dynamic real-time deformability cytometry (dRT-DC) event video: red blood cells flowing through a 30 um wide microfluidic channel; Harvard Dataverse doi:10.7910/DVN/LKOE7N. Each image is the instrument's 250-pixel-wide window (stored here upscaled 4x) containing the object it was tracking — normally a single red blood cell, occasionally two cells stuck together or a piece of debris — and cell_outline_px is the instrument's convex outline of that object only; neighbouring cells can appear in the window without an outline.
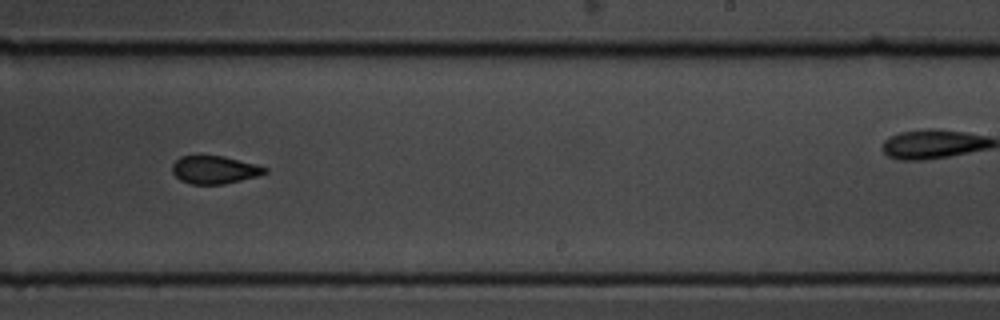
{"species": "common noctule bat (a hibernating species)", "species_latin": "Nyctalus noctula", "temperature_condition": "cold", "stored_images_in_passage": 15, "camera_frame_rate_fps": 3000, "um_per_image_px": 0.085, "animal": {"sex": "male", "body_mass_g": 19.5, "forearm_length_mm": 54.6}, "frame": {"image": 1, "passage_image": 9, "time_ms": 2.667, "image_size_px": [1000, 320], "cell_outline_px": [[268, 172], [260, 176], [224, 184], [192, 184], [180, 180], [172, 172], [172, 164], [180, 156], [196, 152], [224, 156], [256, 164], [268, 168]], "centroid_in_image_um": [18.21, 14.38], "position_along_channel_um": 270.8, "area_um2": 15.78}}
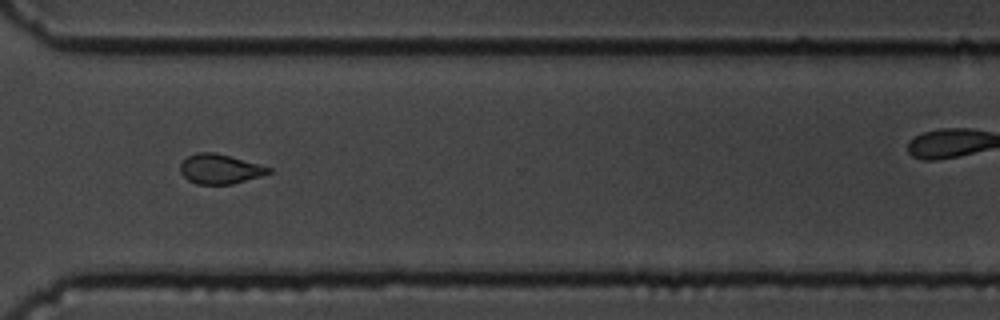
{"frame": {"image": 2, "passage_image": 11, "time_ms": 3.333, "image_size_px": [1000, 320], "cell_outline_px": [[272, 172], [260, 176], [232, 184], [196, 184], [188, 180], [180, 172], [180, 164], [188, 156], [196, 152], [216, 152], [272, 168]], "centroid_in_image_um": [18.67, 14.36], "position_along_channel_um": 351.9, "area_um2": 15.2}}